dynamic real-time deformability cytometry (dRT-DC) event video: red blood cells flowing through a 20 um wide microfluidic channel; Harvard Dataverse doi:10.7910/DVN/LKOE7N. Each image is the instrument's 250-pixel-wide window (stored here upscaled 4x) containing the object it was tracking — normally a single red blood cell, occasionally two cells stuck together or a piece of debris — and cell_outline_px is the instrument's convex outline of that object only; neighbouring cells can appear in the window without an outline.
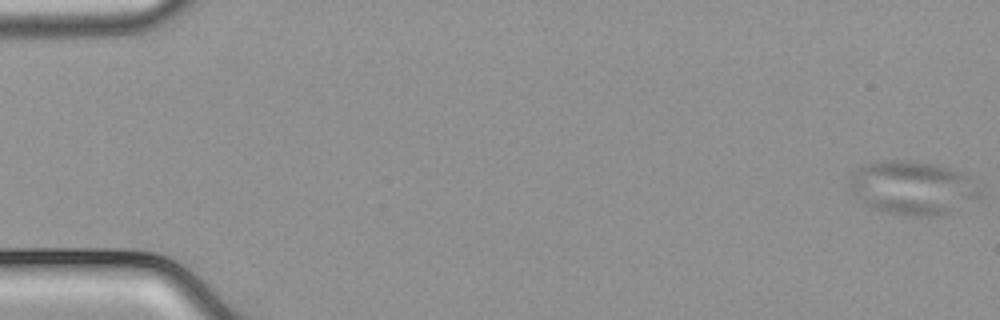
{"species": "common noctule bat (a hibernating species)", "species_latin": "Nyctalus noctula", "temperature_condition": "cold", "stored_images_in_passage": 2, "camera_frame_rate_fps": 3000, "um_per_image_px": 0.085, "animal": {"sex": "male", "body_mass_g": 21.5, "forearm_length_mm": 52.0}, "frame": {"image": 1, "passage_image": 1, "time_ms": 0.0, "image_size_px": [1000, 320], "cell_outline_px": [[980, 196], [940, 216], [908, 216], [884, 212], [872, 208], [864, 204], [852, 196], [848, 188], [848, 180], [856, 168], [864, 164], [880, 160], [912, 160], [936, 164], [960, 172], [968, 176], [980, 192]], "centroid_in_image_um": [77.45, 15.95], "position_along_channel_um": 7.6, "area_um2": 40.98}}